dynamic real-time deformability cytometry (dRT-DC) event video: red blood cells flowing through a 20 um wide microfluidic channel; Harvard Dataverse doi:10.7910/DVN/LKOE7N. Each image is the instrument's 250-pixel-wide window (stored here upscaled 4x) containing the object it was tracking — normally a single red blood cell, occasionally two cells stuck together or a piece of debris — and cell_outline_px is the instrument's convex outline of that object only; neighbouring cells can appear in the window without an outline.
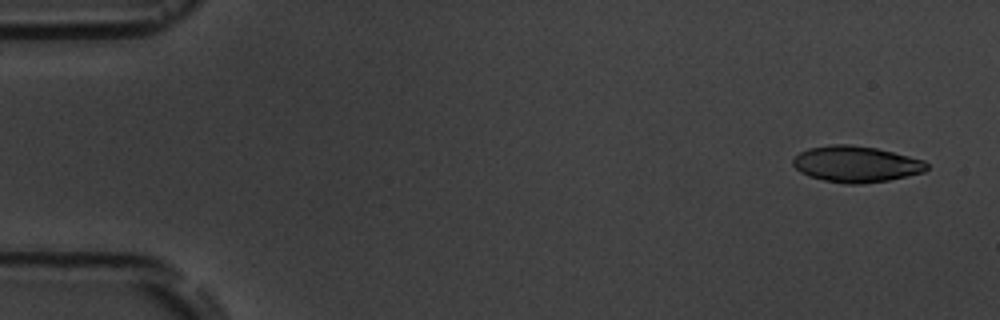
{"species": "common noctule bat (a hibernating species)", "species_latin": "Nyctalus noctula", "temperature_condition": "room temperature", "stored_images_in_passage": 5, "camera_frame_rate_fps": 3000, "um_per_image_px": 0.085, "animal": {"sex": "male", "body_mass_g": 19.5, "forearm_length_mm": 54.6}, "frame": {"image": 1, "passage_image": 1, "time_ms": 0.0, "image_size_px": [1000, 320], "cell_outline_px": [[928, 168], [924, 172], [888, 180], [860, 184], [844, 184], [824, 180], [808, 176], [800, 172], [792, 164], [792, 160], [800, 152], [808, 148], [832, 144], [848, 144], [876, 148], [924, 160], [928, 164]], "centroid_in_image_um": [72.75, 13.95], "position_along_channel_um": 12.3, "area_um2": 28.15}}